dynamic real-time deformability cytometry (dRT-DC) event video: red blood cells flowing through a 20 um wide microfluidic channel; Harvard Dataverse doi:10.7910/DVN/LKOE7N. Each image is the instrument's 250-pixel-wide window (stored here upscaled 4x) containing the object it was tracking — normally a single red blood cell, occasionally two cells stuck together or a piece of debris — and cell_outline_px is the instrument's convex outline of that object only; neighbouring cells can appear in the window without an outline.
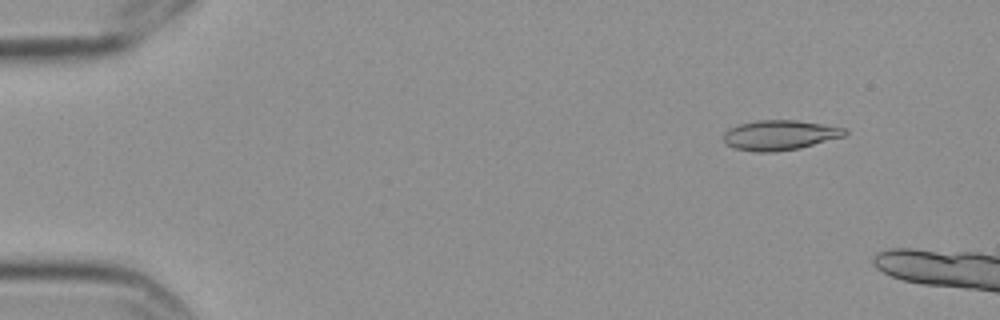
{"species": "Egyptian fruit bat (a non-hibernating species)", "species_latin": "Rousettus aegyptiacus", "temperature_condition": "cold", "stored_images_in_passage": 2, "camera_frame_rate_fps": 3000, "um_per_image_px": 0.085, "frame": {"image": 1, "passage_image": 1, "time_ms": 0.0, "image_size_px": [1000, 320], "cell_outline_px": [[848, 132], [844, 136], [800, 148], [776, 152], [756, 152], [736, 148], [728, 144], [724, 140], [724, 132], [728, 128], [740, 124], [756, 120], [796, 120], [848, 128]], "centroid_in_image_um": [66.3, 11.48], "position_along_channel_um": 18.7, "area_um2": 21.15}}